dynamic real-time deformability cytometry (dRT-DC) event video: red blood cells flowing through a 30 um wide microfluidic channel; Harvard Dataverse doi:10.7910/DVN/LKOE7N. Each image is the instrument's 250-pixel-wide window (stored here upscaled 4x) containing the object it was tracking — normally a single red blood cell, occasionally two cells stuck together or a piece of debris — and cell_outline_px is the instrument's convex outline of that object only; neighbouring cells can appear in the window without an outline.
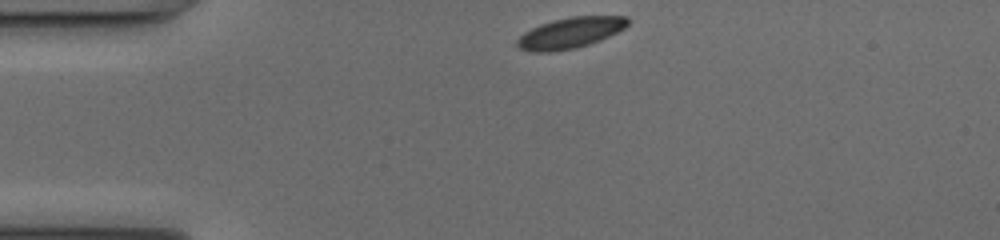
{"species": "common noctule bat (a hibernating species)", "species_latin": "Nyctalus noctula", "temperature_condition": "cold", "stored_images_in_passage": 41, "camera_frame_rate_fps": 3000, "um_per_image_px": 0.085, "animal": {"sex": "female", "body_mass_g": 17.0, "forearm_length_mm": 48.0}, "frame": {"image": 1, "passage_image": 1, "time_ms": 0.0, "image_size_px": [1000, 240], "cell_outline_px": [[628, 24], [624, 28], [600, 40], [576, 48], [552, 52], [532, 52], [520, 48], [516, 44], [516, 40], [524, 32], [540, 24], [552, 20], [572, 16], [628, 16]], "centroid_in_image_um": [48.45, 2.79], "position_along_channel_um": 36.6, "area_um2": 19.83}}
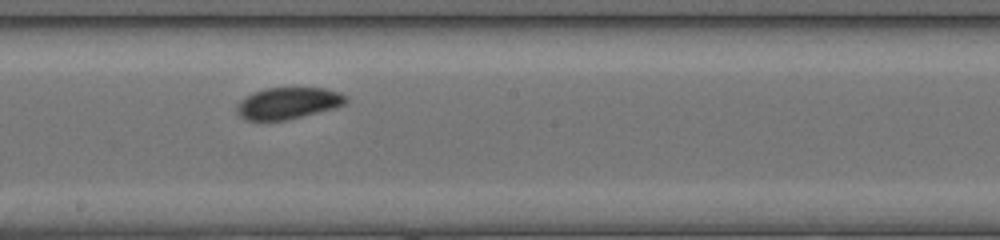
{"frame": {"image": 2, "passage_image": 18, "time_ms": 5.667, "image_size_px": [1000, 240], "cell_outline_px": [[348, 104], [336, 108], [284, 120], [244, 120], [236, 112], [236, 104], [244, 96], [252, 92], [264, 88], [324, 88], [340, 92], [348, 96]], "centroid_in_image_um": [24.49, 8.76], "position_along_channel_um": 223.7, "area_um2": 20.4}}
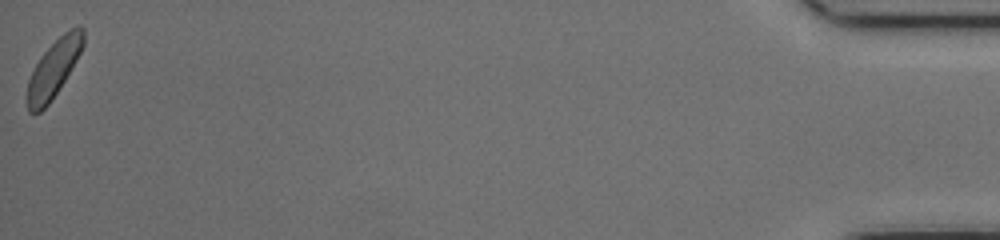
{"frame": {"image": 3, "passage_image": 41, "time_ms": 13.333, "image_size_px": [1000, 240], "cell_outline_px": [[84, 44], [80, 52], [64, 80], [52, 100], [40, 112], [28, 112], [28, 80], [40, 56], [64, 32], [80, 24], [84, 28]], "centroid_in_image_um": [4.58, 5.8], "position_along_channel_um": 430.6, "area_um2": 18.21}, "authors_computed_cell_mechanics": {"area_um2": 19.8832, "velocity_mm_per_s": 4.0136, "shape_relaxation_time_tau1_ms": 3.9909, "shape_relaxation_time_tau2_ms": null, "deformation_change_tau1": 0.0849, "deformation_change_tau2": null}}